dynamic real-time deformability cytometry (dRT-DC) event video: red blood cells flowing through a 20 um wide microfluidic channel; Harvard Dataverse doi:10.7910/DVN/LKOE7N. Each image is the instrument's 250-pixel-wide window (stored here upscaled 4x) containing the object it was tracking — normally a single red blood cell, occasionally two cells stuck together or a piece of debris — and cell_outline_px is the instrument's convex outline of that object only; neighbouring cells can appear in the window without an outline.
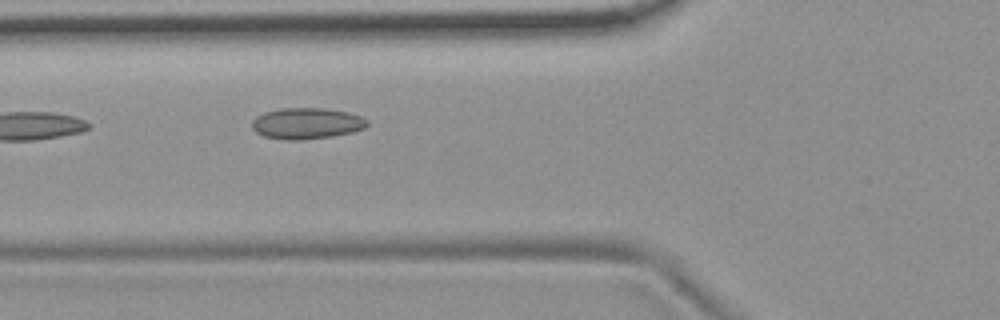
{"species": "common noctule bat (a hibernating species)", "species_latin": "Nyctalus noctula", "temperature_condition": "room temperature", "stored_images_in_passage": 2, "camera_frame_rate_fps": 3000, "um_per_image_px": 0.085, "animal": {"sex": "female", "body_mass_g": 19.9}, "frame": {"image": 1, "passage_image": 2, "time_ms": 0.333, "image_size_px": [1000, 320], "cell_outline_px": [[368, 124], [364, 128], [352, 132], [332, 136], [300, 140], [288, 140], [264, 136], [256, 132], [252, 128], [252, 120], [256, 116], [264, 112], [280, 108], [324, 108], [348, 112], [360, 116], [368, 120]], "centroid_in_image_um": [26.05, 10.48], "position_along_channel_um": 99.7, "area_um2": 20.92}}